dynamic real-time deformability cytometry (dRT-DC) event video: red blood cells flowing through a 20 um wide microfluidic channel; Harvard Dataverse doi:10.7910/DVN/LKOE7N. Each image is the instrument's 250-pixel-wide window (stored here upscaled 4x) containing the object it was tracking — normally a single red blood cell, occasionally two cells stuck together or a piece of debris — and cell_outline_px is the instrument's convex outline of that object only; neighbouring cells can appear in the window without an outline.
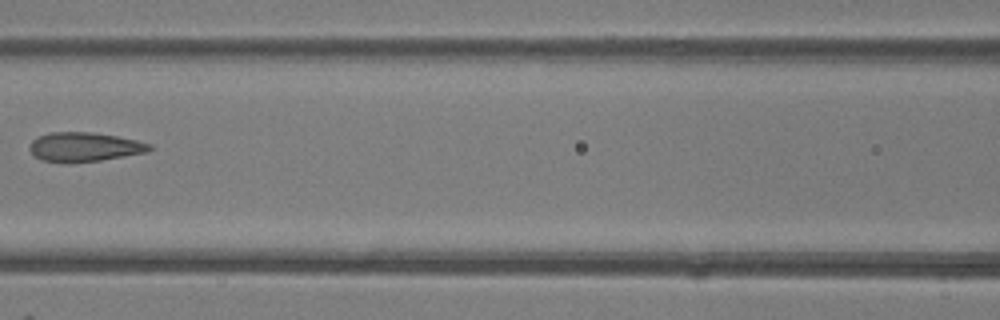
{"species": "common noctule bat (a hibernating species)", "species_latin": "Nyctalus noctula", "temperature_condition": "room temperature", "stored_images_in_passage": 7, "camera_frame_rate_fps": 3000, "um_per_image_px": 0.085, "animal": {"sex": "female"}, "frame": {"image": 1, "passage_image": 6, "time_ms": 1.667, "image_size_px": [1000, 320], "cell_outline_px": [[152, 148], [148, 152], [100, 160], [40, 160], [28, 148], [32, 140], [36, 136], [48, 132], [92, 132], [116, 136], [136, 140], [152, 144]], "centroid_in_image_um": [7.19, 12.44], "position_along_channel_um": 159.4, "area_um2": 19.83}}
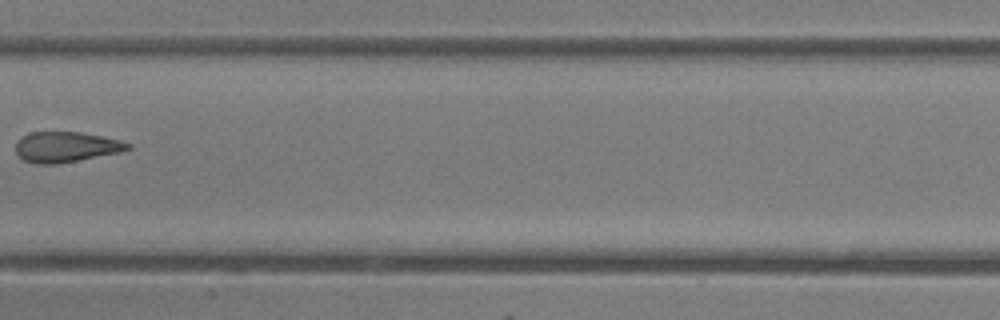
{"frame": {"image": 2, "passage_image": 7, "time_ms": 2.0, "image_size_px": [1000, 320], "cell_outline_px": [[132, 148], [120, 152], [56, 164], [36, 164], [24, 160], [16, 152], [16, 140], [32, 132], [80, 132], [120, 140], [132, 144]], "centroid_in_image_um": [5.61, 12.49], "position_along_channel_um": 201.8, "area_um2": 19.71}}